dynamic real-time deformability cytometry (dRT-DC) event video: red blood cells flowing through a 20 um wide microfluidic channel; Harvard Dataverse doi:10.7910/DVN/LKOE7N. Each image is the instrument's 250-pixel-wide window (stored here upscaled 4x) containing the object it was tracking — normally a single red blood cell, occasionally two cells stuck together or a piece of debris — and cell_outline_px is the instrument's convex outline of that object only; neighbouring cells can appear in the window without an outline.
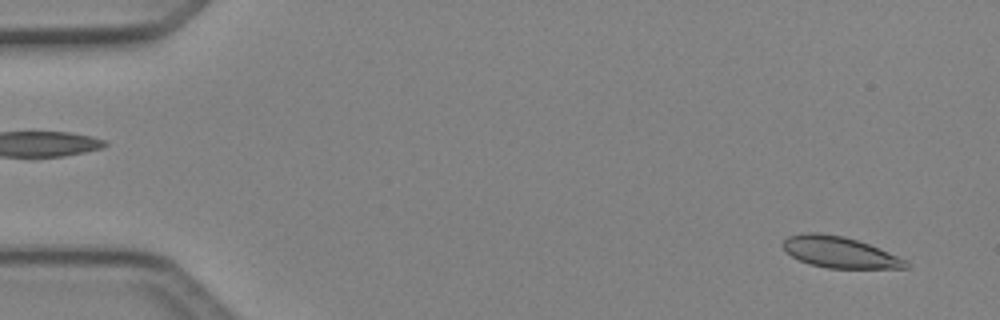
{"species": "Egyptian fruit bat (a non-hibernating species)", "species_latin": "Rousettus aegyptiacus", "temperature_condition": "cold", "stored_images_in_passage": 14, "camera_frame_rate_fps": 3000, "um_per_image_px": 0.085, "animal": {"sex": "female"}, "frame": {"image": 1, "passage_image": 2, "time_ms": 0.333, "image_size_px": [1000, 320], "cell_outline_px": [[908, 268], [828, 268], [808, 264], [792, 256], [784, 248], [784, 240], [788, 236], [804, 232], [820, 232], [844, 236], [868, 244], [896, 256], [904, 260], [908, 264]], "centroid_in_image_um": [71.31, 21.43], "position_along_channel_um": 13.7, "area_um2": 21.96}}
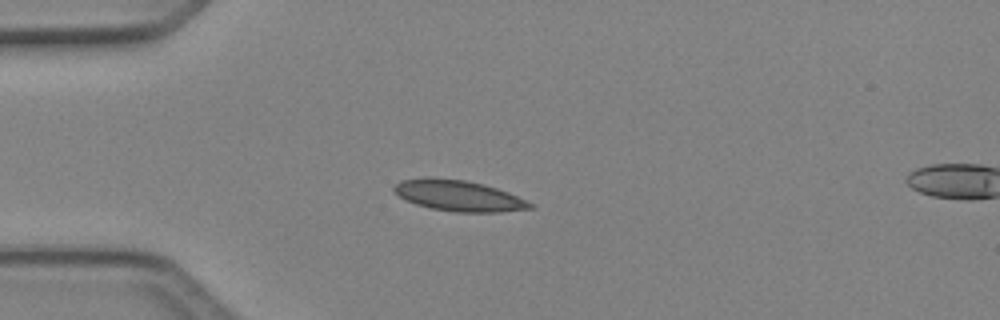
{"frame": {"image": 2, "passage_image": 12, "time_ms": 3.667, "image_size_px": [1000, 320], "cell_outline_px": [[532, 208], [500, 212], [456, 212], [432, 208], [416, 204], [404, 200], [392, 188], [400, 180], [428, 176], [464, 180], [484, 184], [508, 192], [532, 204]], "centroid_in_image_um": [38.92, 16.62], "position_along_channel_um": 46.1, "area_um2": 24.33}}